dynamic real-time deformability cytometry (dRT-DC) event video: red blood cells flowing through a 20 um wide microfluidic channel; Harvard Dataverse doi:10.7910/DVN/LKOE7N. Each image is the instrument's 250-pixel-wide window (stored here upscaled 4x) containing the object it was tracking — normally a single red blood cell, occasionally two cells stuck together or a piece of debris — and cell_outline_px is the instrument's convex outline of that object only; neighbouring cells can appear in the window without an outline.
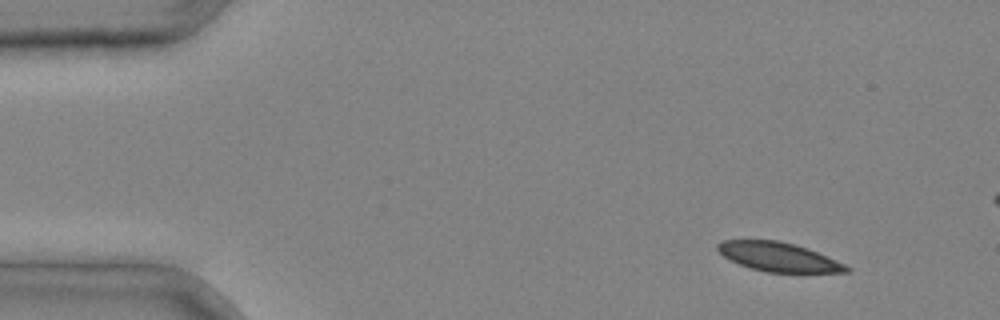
{"species": "common noctule bat (a hibernating species)", "species_latin": "Nyctalus noctula", "temperature_condition": "cold", "stored_images_in_passage": 4, "segment_of_instrument_passage": [1, 2], "camera_frame_rate_fps": 3000, "um_per_image_px": 0.085, "animal": {"sex": "male", "body_mass_g": 20.4}, "frame": {"image": 1, "passage_image": 1, "time_ms": 0.0, "image_size_px": [1000, 320], "cell_outline_px": [[852, 268], [848, 272], [764, 272], [740, 264], [724, 256], [716, 248], [716, 244], [720, 240], [780, 240], [796, 244], [808, 248], [828, 256]], "centroid_in_image_um": [66.18, 21.82], "position_along_channel_um": 18.8, "area_um2": 21.79}}